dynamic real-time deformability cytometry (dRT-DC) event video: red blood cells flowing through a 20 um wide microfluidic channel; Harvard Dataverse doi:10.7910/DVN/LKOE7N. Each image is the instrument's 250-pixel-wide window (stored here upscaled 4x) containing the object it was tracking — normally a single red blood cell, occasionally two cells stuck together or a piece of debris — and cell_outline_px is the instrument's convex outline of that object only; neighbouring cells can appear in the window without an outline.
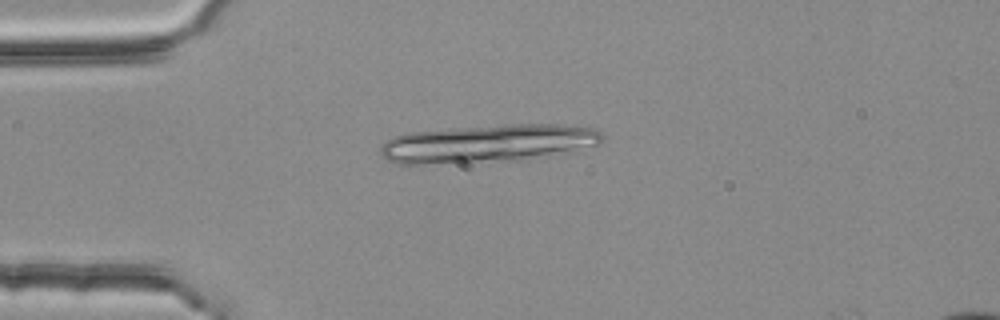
{"species": "common noctule bat (a hibernating species)", "species_latin": "Nyctalus noctula", "temperature_condition": "room temperature", "stored_images_in_passage": 2, "camera_frame_rate_fps": 3000, "um_per_image_px": 0.085, "animal": {"sex": "female", "body_mass_g": 25.1}, "frame": {"image": 1, "passage_image": 1, "time_ms": 0.0, "image_size_px": [1000, 320], "cell_outline_px": [[604, 140], [600, 144], [572, 152], [524, 160], [420, 164], [396, 164], [388, 160], [380, 152], [380, 148], [392, 136], [408, 132], [452, 128], [504, 124], [564, 124], [596, 128], [604, 136]], "centroid_in_image_um": [41.55, 12.19], "position_along_channel_um": 43.5, "area_um2": 49.71}}